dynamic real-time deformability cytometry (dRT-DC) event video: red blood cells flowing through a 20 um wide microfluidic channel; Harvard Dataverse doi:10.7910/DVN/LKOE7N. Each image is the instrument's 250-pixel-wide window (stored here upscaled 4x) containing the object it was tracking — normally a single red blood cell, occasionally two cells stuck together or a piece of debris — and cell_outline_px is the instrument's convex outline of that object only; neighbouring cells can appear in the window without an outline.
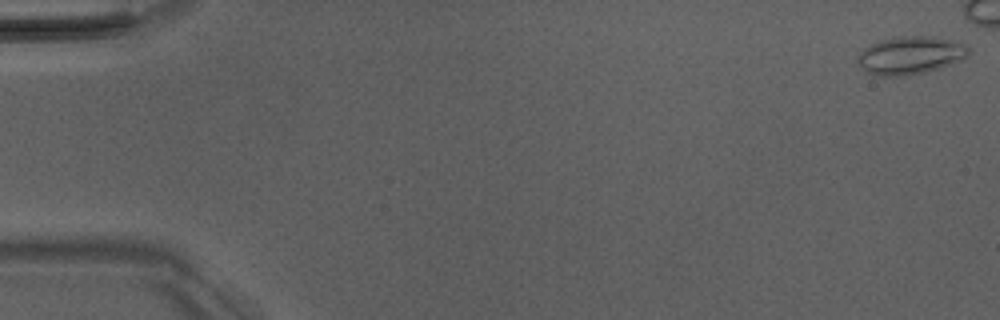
{"species": "Egyptian fruit bat (a non-hibernating species)", "species_latin": "Rousettus aegyptiacus", "temperature_condition": "room temperature", "stored_images_in_passage": 5, "camera_frame_rate_fps": 3000, "um_per_image_px": 0.085, "animal": {"sex": "male"}, "frame": {"image": 1, "passage_image": 1, "time_ms": 0.0, "image_size_px": [1000, 320], "cell_outline_px": [[968, 56], [964, 60], [940, 68], [924, 72], [904, 76], [876, 76], [868, 72], [856, 60], [860, 52], [864, 48], [880, 40], [904, 36], [928, 36], [956, 40], [968, 44]], "centroid_in_image_um": [77.44, 4.7], "position_along_channel_um": 7.6, "area_um2": 24.62}}